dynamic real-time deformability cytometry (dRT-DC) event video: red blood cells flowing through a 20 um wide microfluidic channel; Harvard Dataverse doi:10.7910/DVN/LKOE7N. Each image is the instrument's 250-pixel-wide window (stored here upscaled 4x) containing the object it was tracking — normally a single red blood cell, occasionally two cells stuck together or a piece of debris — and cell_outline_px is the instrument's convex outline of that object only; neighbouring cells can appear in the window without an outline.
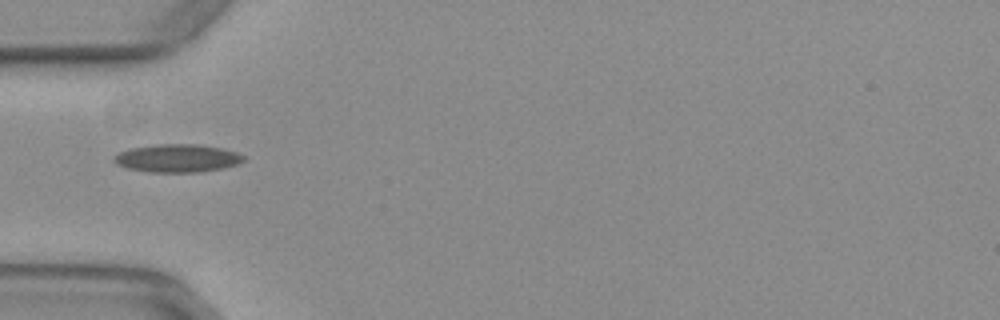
{"species": "common noctule bat (a hibernating species)", "species_latin": "Nyctalus noctula", "temperature_condition": "warm", "stored_images_in_passage": 35, "camera_frame_rate_fps": 3000, "um_per_image_px": 0.085, "animal": {"sex": "female", "body_mass_g": 29.2, "forearm_length_mm": 56.3}, "frame": {"image": 1, "passage_image": 1, "time_ms": 0.0, "image_size_px": [1000, 320], "cell_outline_px": [[244, 160], [236, 164], [220, 168], [196, 172], [148, 172], [128, 168], [116, 164], [112, 160], [112, 156], [120, 152], [132, 148], [156, 144], [196, 144], [220, 148], [236, 152], [244, 156]], "centroid_in_image_um": [15.01, 13.44], "position_along_channel_um": 70.0, "area_um2": 20.92}}
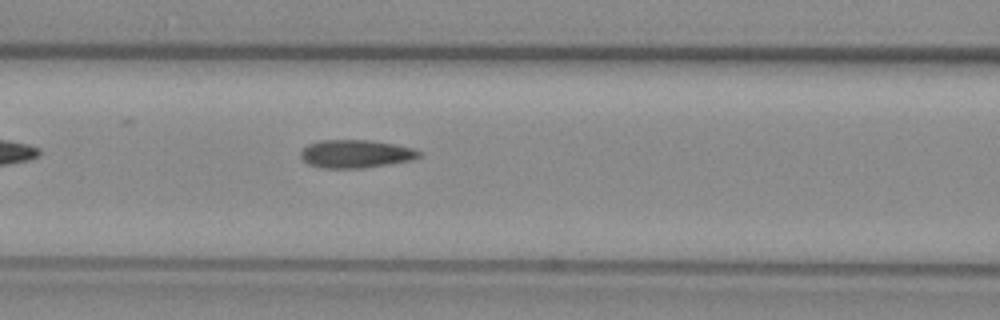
{"frame": {"image": 2, "passage_image": 6, "time_ms": 1.667, "image_size_px": [1000, 320], "cell_outline_px": [[420, 156], [412, 160], [364, 168], [320, 168], [308, 164], [300, 156], [300, 152], [308, 144], [320, 140], [368, 140], [392, 144], [412, 148], [420, 152]], "centroid_in_image_um": [30.2, 13.08], "position_along_channel_um": 136.4, "area_um2": 19.25}}
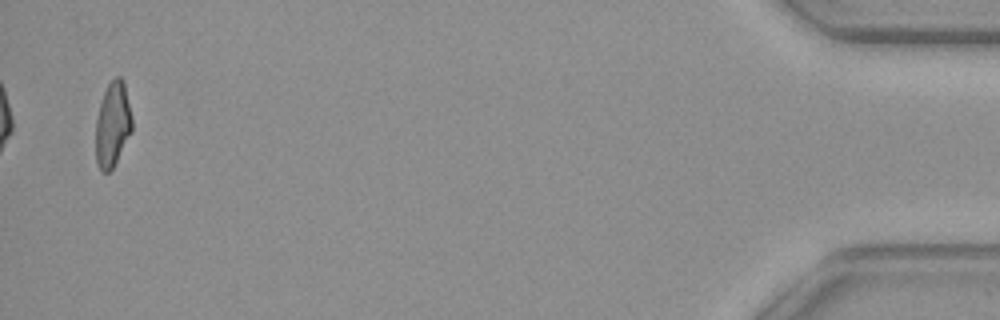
{"frame": {"image": 3, "passage_image": 35, "time_ms": 11.333, "image_size_px": [1000, 320], "cell_outline_px": [[132, 132], [112, 168], [108, 172], [100, 172], [96, 160], [96, 120], [100, 104], [104, 92], [108, 84], [116, 76], [120, 76], [124, 80], [132, 116]], "centroid_in_image_um": [9.58, 10.57], "position_along_channel_um": 425.6, "area_um2": 17.98}, "authors_computed_cell_mechanics": {"area_um2": 18.8428, "velocity_mm_per_s": 3.9538, "shape_relaxation_time_tau1_ms": null, "shape_relaxation_time_tau2_ms": 1.2216, "deformation_change_tau1": null, "deformation_change_tau2": 0.0784}}